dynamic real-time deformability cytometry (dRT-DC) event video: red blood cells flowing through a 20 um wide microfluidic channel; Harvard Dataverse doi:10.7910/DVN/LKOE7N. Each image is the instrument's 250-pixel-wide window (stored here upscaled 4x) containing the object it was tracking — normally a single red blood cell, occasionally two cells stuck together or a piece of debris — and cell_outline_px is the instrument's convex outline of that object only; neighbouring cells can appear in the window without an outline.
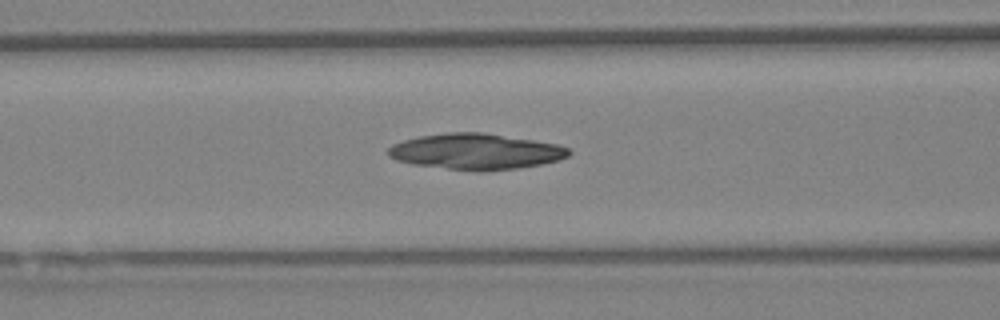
{"species": "Egyptian fruit bat (a non-hibernating species)", "species_latin": "Rousettus aegyptiacus", "temperature_condition": "warm", "stored_images_in_passage": 28, "camera_frame_rate_fps": 3000, "um_per_image_px": 0.085, "animal": {"sex": "female"}, "frame": {"image": 1, "passage_image": 4, "time_ms": 1.0, "image_size_px": [1000, 320], "cell_outline_px": [[572, 152], [568, 156], [556, 160], [540, 164], [516, 168], [448, 168], [412, 164], [396, 160], [388, 156], [388, 148], [392, 144], [404, 140], [420, 136], [448, 132], [480, 132], [532, 140], [556, 144], [568, 148]], "centroid_in_image_um": [40.39, 12.84], "position_along_channel_um": 126.2, "area_um2": 36.41}}
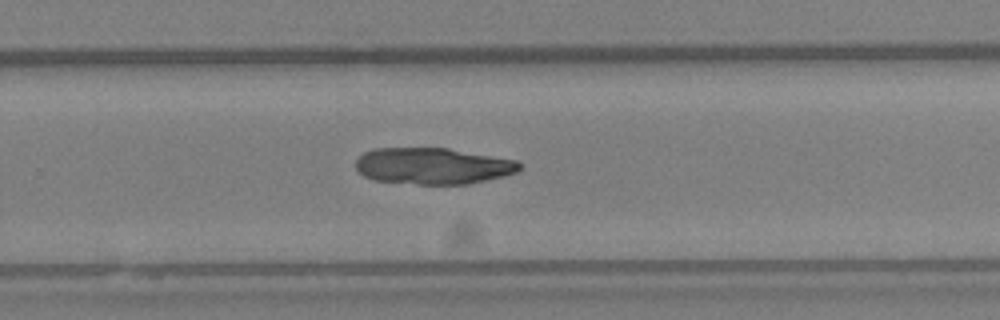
{"frame": {"image": 2, "passage_image": 14, "time_ms": 4.333, "image_size_px": [1000, 320], "cell_outline_px": [[520, 168], [516, 172], [504, 176], [468, 184], [416, 184], [372, 180], [364, 176], [356, 168], [356, 160], [364, 152], [372, 148], [448, 148], [516, 160], [520, 164]], "centroid_in_image_um": [36.76, 14.11], "position_along_channel_um": 293.0, "area_um2": 34.74}}
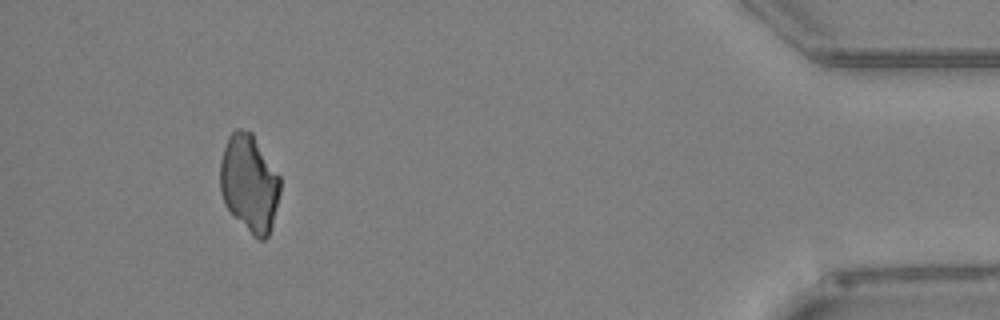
{"frame": {"image": 3, "passage_image": 25, "time_ms": 8.0, "image_size_px": [1000, 320], "cell_outline_px": [[280, 192], [272, 224], [268, 236], [264, 240], [256, 240], [252, 236], [224, 204], [220, 192], [220, 160], [228, 136], [236, 128], [240, 128], [252, 132], [280, 176]], "centroid_in_image_um": [21.18, 15.57], "position_along_channel_um": 414.0, "area_um2": 34.22}}